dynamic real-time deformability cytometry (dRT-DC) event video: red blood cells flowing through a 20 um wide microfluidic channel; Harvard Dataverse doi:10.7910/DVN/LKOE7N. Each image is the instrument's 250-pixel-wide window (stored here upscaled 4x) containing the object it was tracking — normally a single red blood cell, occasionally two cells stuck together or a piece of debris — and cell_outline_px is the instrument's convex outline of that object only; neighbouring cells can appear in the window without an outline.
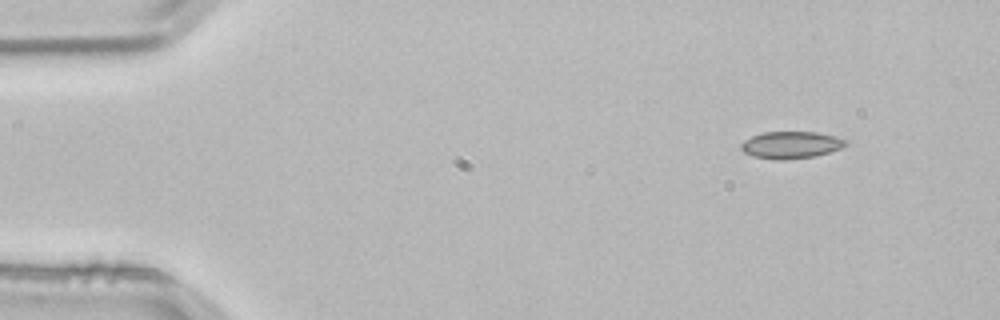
{"species": "common noctule bat (a hibernating species)", "species_latin": "Nyctalus noctula", "temperature_condition": "room temperature", "stored_images_in_passage": 4, "segment_of_instrument_passage": [1, 2], "camera_frame_rate_fps": 3000, "um_per_image_px": 0.085, "animal": {"sex": "male", "body_mass_g": 21.5, "forearm_length_mm": 52.0}, "frame": {"image": 1, "passage_image": 1, "time_ms": 0.0, "image_size_px": [1000, 320], "cell_outline_px": [[848, 144], [840, 148], [816, 156], [784, 160], [776, 160], [752, 156], [744, 152], [740, 148], [740, 144], [744, 140], [752, 136], [764, 132], [816, 132], [836, 136], [848, 140]], "centroid_in_image_um": [67.23, 12.32], "position_along_channel_um": 17.8, "area_um2": 16.59}}